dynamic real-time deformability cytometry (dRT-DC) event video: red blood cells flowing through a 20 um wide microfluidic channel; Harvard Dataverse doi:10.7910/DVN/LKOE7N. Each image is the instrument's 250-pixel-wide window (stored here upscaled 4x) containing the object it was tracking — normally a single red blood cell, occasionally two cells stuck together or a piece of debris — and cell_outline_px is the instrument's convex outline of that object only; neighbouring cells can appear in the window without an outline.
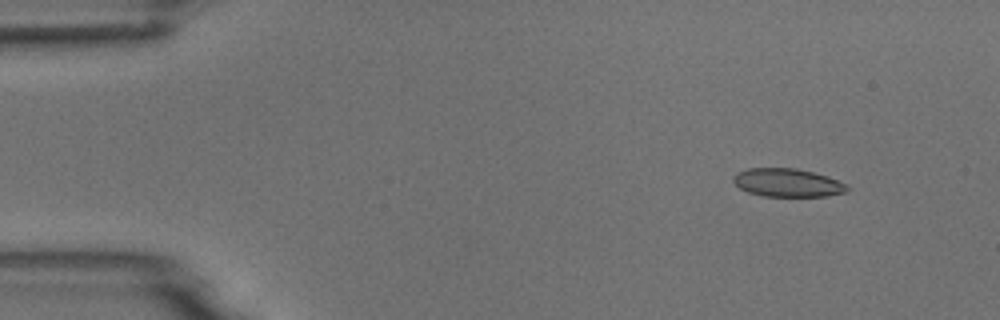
{"species": "common noctule bat (a hibernating species)", "species_latin": "Nyctalus noctula", "temperature_condition": "room temperature", "stored_images_in_passage": 5, "camera_frame_rate_fps": 3000, "um_per_image_px": 0.085, "animal": {"sex": "male", "body_mass_g": 18.8}, "frame": {"image": 1, "passage_image": 2, "time_ms": 1.0, "image_size_px": [1000, 320], "cell_outline_px": [[848, 192], [824, 196], [764, 196], [748, 192], [740, 188], [732, 180], [732, 176], [736, 172], [748, 168], [796, 168], [828, 176], [848, 184]], "centroid_in_image_um": [66.94, 15.52], "position_along_channel_um": 18.1, "area_um2": 18.84}}
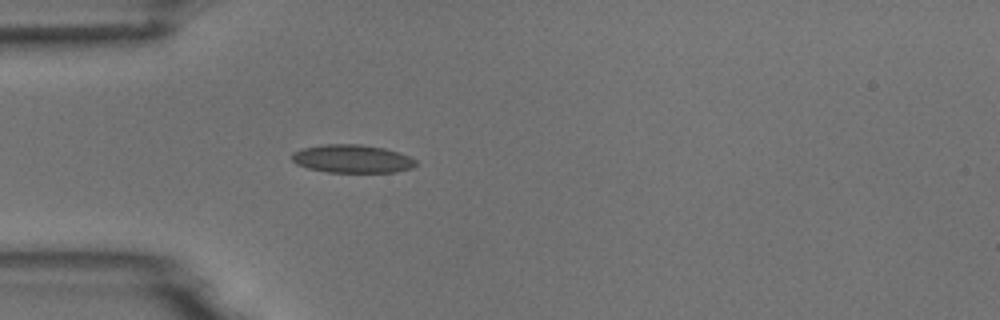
{"frame": {"image": 2, "passage_image": 5, "time_ms": 4.333, "image_size_px": [1000, 320], "cell_outline_px": [[416, 164], [412, 168], [396, 172], [328, 172], [308, 168], [296, 164], [292, 160], [292, 152], [300, 148], [324, 144], [360, 144], [384, 148], [400, 152], [416, 160]], "centroid_in_image_um": [29.92, 13.49], "position_along_channel_um": 55.1, "area_um2": 20.46}}